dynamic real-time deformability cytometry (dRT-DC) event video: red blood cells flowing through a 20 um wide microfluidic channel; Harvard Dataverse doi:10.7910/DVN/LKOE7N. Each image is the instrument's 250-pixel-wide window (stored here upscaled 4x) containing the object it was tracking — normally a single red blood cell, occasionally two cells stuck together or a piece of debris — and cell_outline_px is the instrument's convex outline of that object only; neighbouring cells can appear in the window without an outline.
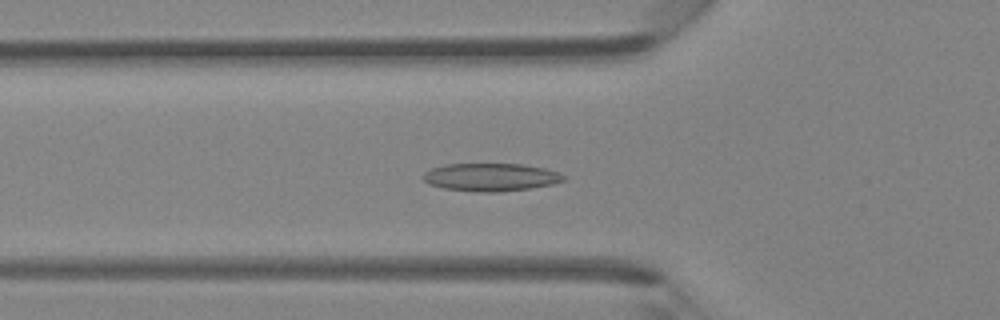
{"species": "Egyptian fruit bat (a non-hibernating species)", "species_latin": "Rousettus aegyptiacus", "temperature_condition": "room temperature", "stored_images_in_passage": 45, "camera_frame_rate_fps": 3000, "um_per_image_px": 0.085, "animal": {"sex": "female"}, "frame": {"image": 1, "passage_image": 15, "time_ms": 4.667, "image_size_px": [1000, 320], "cell_outline_px": [[564, 180], [552, 184], [528, 188], [500, 192], [476, 192], [444, 188], [428, 184], [420, 176], [424, 172], [432, 168], [444, 164], [524, 164], [544, 168], [556, 172], [564, 176]], "centroid_in_image_um": [41.65, 15.06], "position_along_channel_um": 84.2, "area_um2": 22.77}}
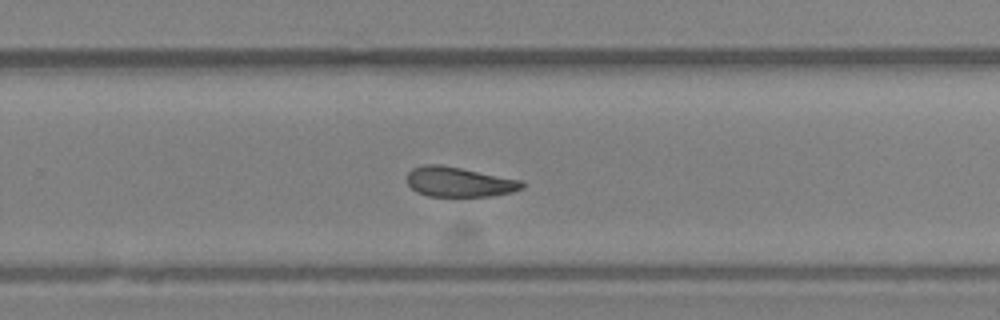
{"frame": {"image": 2, "passage_image": 29, "time_ms": 9.333, "image_size_px": [1000, 320], "cell_outline_px": [[524, 188], [512, 192], [492, 196], [428, 196], [416, 192], [404, 180], [408, 172], [412, 168], [424, 164], [440, 164], [520, 180], [524, 184]], "centroid_in_image_um": [38.96, 15.46], "position_along_channel_um": 290.8, "area_um2": 20.06}}
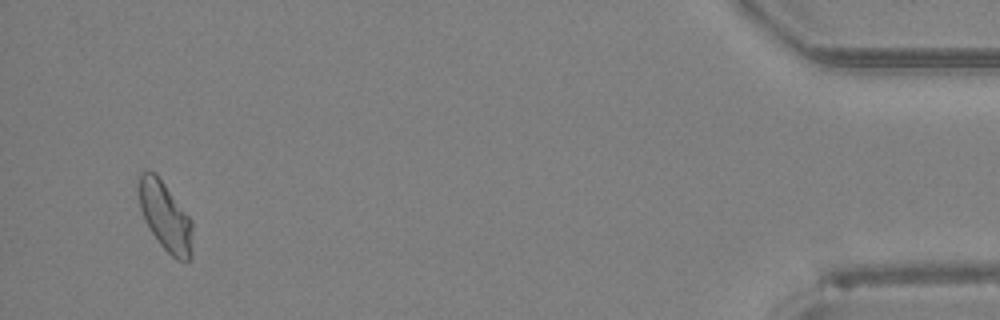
{"frame": {"image": 3, "passage_image": 43, "time_ms": 14.0, "image_size_px": [1000, 320], "cell_outline_px": [[192, 260], [176, 260], [160, 244], [148, 228], [144, 220], [140, 208], [136, 188], [136, 180], [140, 172], [148, 168], [164, 184], [192, 220]], "centroid_in_image_um": [14.0, 18.37], "position_along_channel_um": 421.2, "area_um2": 21.91}}